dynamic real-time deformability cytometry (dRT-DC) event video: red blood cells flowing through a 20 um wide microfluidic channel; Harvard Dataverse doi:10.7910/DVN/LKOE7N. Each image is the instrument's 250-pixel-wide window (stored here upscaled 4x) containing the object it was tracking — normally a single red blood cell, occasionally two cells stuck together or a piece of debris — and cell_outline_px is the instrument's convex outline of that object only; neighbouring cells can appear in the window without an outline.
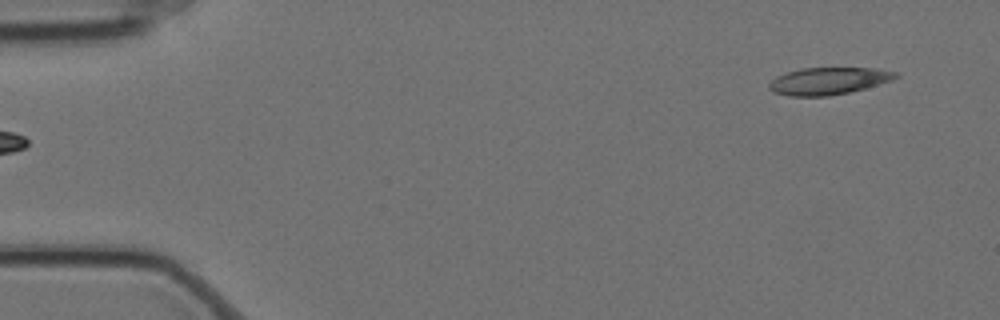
{"species": "Egyptian fruit bat (a non-hibernating species)", "species_latin": "Rousettus aegyptiacus", "temperature_condition": "cold", "stored_images_in_passage": 3, "segment_of_instrument_passage": [2, 2], "camera_frame_rate_fps": 3000, "um_per_image_px": 0.085, "animal": {"sex": "female"}, "frame": {"image": 1, "passage_image": 3, "time_ms": 0.667, "image_size_px": [1000, 320], "cell_outline_px": [[900, 76], [892, 80], [864, 88], [848, 92], [828, 96], [788, 96], [772, 92], [768, 88], [768, 84], [776, 76], [788, 72], [804, 68], [872, 68], [896, 72]], "centroid_in_image_um": [70.38, 6.89], "position_along_channel_um": 14.6, "area_um2": 19.88}}